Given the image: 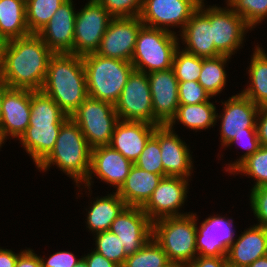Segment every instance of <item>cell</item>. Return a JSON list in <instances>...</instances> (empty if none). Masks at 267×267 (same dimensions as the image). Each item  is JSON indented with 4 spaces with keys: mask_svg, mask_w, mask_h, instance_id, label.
Segmentation results:
<instances>
[{
    "mask_svg": "<svg viewBox=\"0 0 267 267\" xmlns=\"http://www.w3.org/2000/svg\"><path fill=\"white\" fill-rule=\"evenodd\" d=\"M53 54L36 33L3 42L0 80L9 88L41 90Z\"/></svg>",
    "mask_w": 267,
    "mask_h": 267,
    "instance_id": "obj_1",
    "label": "cell"
},
{
    "mask_svg": "<svg viewBox=\"0 0 267 267\" xmlns=\"http://www.w3.org/2000/svg\"><path fill=\"white\" fill-rule=\"evenodd\" d=\"M41 90L70 117L88 97L82 56L54 53L49 60Z\"/></svg>",
    "mask_w": 267,
    "mask_h": 267,
    "instance_id": "obj_2",
    "label": "cell"
},
{
    "mask_svg": "<svg viewBox=\"0 0 267 267\" xmlns=\"http://www.w3.org/2000/svg\"><path fill=\"white\" fill-rule=\"evenodd\" d=\"M68 118L50 96L42 90H31L29 126L19 140L36 165L51 152Z\"/></svg>",
    "mask_w": 267,
    "mask_h": 267,
    "instance_id": "obj_3",
    "label": "cell"
},
{
    "mask_svg": "<svg viewBox=\"0 0 267 267\" xmlns=\"http://www.w3.org/2000/svg\"><path fill=\"white\" fill-rule=\"evenodd\" d=\"M91 151L79 126L69 117L62 124L53 149L37 168L45 171L54 164L76 183L85 182L90 171Z\"/></svg>",
    "mask_w": 267,
    "mask_h": 267,
    "instance_id": "obj_4",
    "label": "cell"
},
{
    "mask_svg": "<svg viewBox=\"0 0 267 267\" xmlns=\"http://www.w3.org/2000/svg\"><path fill=\"white\" fill-rule=\"evenodd\" d=\"M82 60L88 96L115 104L134 70L132 63L96 53L85 54Z\"/></svg>",
    "mask_w": 267,
    "mask_h": 267,
    "instance_id": "obj_5",
    "label": "cell"
},
{
    "mask_svg": "<svg viewBox=\"0 0 267 267\" xmlns=\"http://www.w3.org/2000/svg\"><path fill=\"white\" fill-rule=\"evenodd\" d=\"M196 214L166 217L153 222V238L162 247L169 261L187 267L197 256Z\"/></svg>",
    "mask_w": 267,
    "mask_h": 267,
    "instance_id": "obj_6",
    "label": "cell"
},
{
    "mask_svg": "<svg viewBox=\"0 0 267 267\" xmlns=\"http://www.w3.org/2000/svg\"><path fill=\"white\" fill-rule=\"evenodd\" d=\"M177 40L172 31L143 25L138 32L131 58L134 69L151 73L172 68L175 52L179 48Z\"/></svg>",
    "mask_w": 267,
    "mask_h": 267,
    "instance_id": "obj_7",
    "label": "cell"
},
{
    "mask_svg": "<svg viewBox=\"0 0 267 267\" xmlns=\"http://www.w3.org/2000/svg\"><path fill=\"white\" fill-rule=\"evenodd\" d=\"M70 118L79 126L89 146L110 145L120 120L111 102L87 97Z\"/></svg>",
    "mask_w": 267,
    "mask_h": 267,
    "instance_id": "obj_8",
    "label": "cell"
},
{
    "mask_svg": "<svg viewBox=\"0 0 267 267\" xmlns=\"http://www.w3.org/2000/svg\"><path fill=\"white\" fill-rule=\"evenodd\" d=\"M114 106L120 120L143 121L154 125V112L147 73L134 69Z\"/></svg>",
    "mask_w": 267,
    "mask_h": 267,
    "instance_id": "obj_9",
    "label": "cell"
},
{
    "mask_svg": "<svg viewBox=\"0 0 267 267\" xmlns=\"http://www.w3.org/2000/svg\"><path fill=\"white\" fill-rule=\"evenodd\" d=\"M112 18L97 0H90L76 13L73 54L83 56L95 53Z\"/></svg>",
    "mask_w": 267,
    "mask_h": 267,
    "instance_id": "obj_10",
    "label": "cell"
},
{
    "mask_svg": "<svg viewBox=\"0 0 267 267\" xmlns=\"http://www.w3.org/2000/svg\"><path fill=\"white\" fill-rule=\"evenodd\" d=\"M204 3L201 1L198 9L210 20L212 25V40L215 49L221 55L230 56L240 47L244 40L245 30L251 28L245 20L233 9H222L220 7H210L203 9Z\"/></svg>",
    "mask_w": 267,
    "mask_h": 267,
    "instance_id": "obj_11",
    "label": "cell"
},
{
    "mask_svg": "<svg viewBox=\"0 0 267 267\" xmlns=\"http://www.w3.org/2000/svg\"><path fill=\"white\" fill-rule=\"evenodd\" d=\"M143 25L139 16L112 18L95 53L131 62L137 35Z\"/></svg>",
    "mask_w": 267,
    "mask_h": 267,
    "instance_id": "obj_12",
    "label": "cell"
},
{
    "mask_svg": "<svg viewBox=\"0 0 267 267\" xmlns=\"http://www.w3.org/2000/svg\"><path fill=\"white\" fill-rule=\"evenodd\" d=\"M201 1L203 0H143L139 17L148 27L170 31L168 25H179L183 29Z\"/></svg>",
    "mask_w": 267,
    "mask_h": 267,
    "instance_id": "obj_13",
    "label": "cell"
},
{
    "mask_svg": "<svg viewBox=\"0 0 267 267\" xmlns=\"http://www.w3.org/2000/svg\"><path fill=\"white\" fill-rule=\"evenodd\" d=\"M188 179L178 176H165L141 207L148 218L154 222L166 217L187 215L178 212L187 197Z\"/></svg>",
    "mask_w": 267,
    "mask_h": 267,
    "instance_id": "obj_14",
    "label": "cell"
},
{
    "mask_svg": "<svg viewBox=\"0 0 267 267\" xmlns=\"http://www.w3.org/2000/svg\"><path fill=\"white\" fill-rule=\"evenodd\" d=\"M110 232L116 234L127 256L140 250L153 236V222L141 207L127 206L112 222Z\"/></svg>",
    "mask_w": 267,
    "mask_h": 267,
    "instance_id": "obj_15",
    "label": "cell"
},
{
    "mask_svg": "<svg viewBox=\"0 0 267 267\" xmlns=\"http://www.w3.org/2000/svg\"><path fill=\"white\" fill-rule=\"evenodd\" d=\"M154 125H167L179 106L178 80L172 68L147 73Z\"/></svg>",
    "mask_w": 267,
    "mask_h": 267,
    "instance_id": "obj_16",
    "label": "cell"
},
{
    "mask_svg": "<svg viewBox=\"0 0 267 267\" xmlns=\"http://www.w3.org/2000/svg\"><path fill=\"white\" fill-rule=\"evenodd\" d=\"M225 105L221 121V142L226 146L235 136L257 132L256 117L260 107L242 93L234 95Z\"/></svg>",
    "mask_w": 267,
    "mask_h": 267,
    "instance_id": "obj_17",
    "label": "cell"
},
{
    "mask_svg": "<svg viewBox=\"0 0 267 267\" xmlns=\"http://www.w3.org/2000/svg\"><path fill=\"white\" fill-rule=\"evenodd\" d=\"M72 0H66L37 33L53 53H72L76 13Z\"/></svg>",
    "mask_w": 267,
    "mask_h": 267,
    "instance_id": "obj_18",
    "label": "cell"
},
{
    "mask_svg": "<svg viewBox=\"0 0 267 267\" xmlns=\"http://www.w3.org/2000/svg\"><path fill=\"white\" fill-rule=\"evenodd\" d=\"M31 90L9 88L4 83L1 122L5 136L20 138L29 126Z\"/></svg>",
    "mask_w": 267,
    "mask_h": 267,
    "instance_id": "obj_19",
    "label": "cell"
},
{
    "mask_svg": "<svg viewBox=\"0 0 267 267\" xmlns=\"http://www.w3.org/2000/svg\"><path fill=\"white\" fill-rule=\"evenodd\" d=\"M133 165L132 161L125 158L110 145L95 147L91 151L89 176L84 184L86 187L91 186V174L95 173L98 178L110 183L118 190L124 183Z\"/></svg>",
    "mask_w": 267,
    "mask_h": 267,
    "instance_id": "obj_20",
    "label": "cell"
},
{
    "mask_svg": "<svg viewBox=\"0 0 267 267\" xmlns=\"http://www.w3.org/2000/svg\"><path fill=\"white\" fill-rule=\"evenodd\" d=\"M225 217L211 216L201 223L196 233V249L200 256L223 257L226 256L233 244V223Z\"/></svg>",
    "mask_w": 267,
    "mask_h": 267,
    "instance_id": "obj_21",
    "label": "cell"
},
{
    "mask_svg": "<svg viewBox=\"0 0 267 267\" xmlns=\"http://www.w3.org/2000/svg\"><path fill=\"white\" fill-rule=\"evenodd\" d=\"M159 145L165 176L188 178L191 176L192 161L189 149L168 125H159Z\"/></svg>",
    "mask_w": 267,
    "mask_h": 267,
    "instance_id": "obj_22",
    "label": "cell"
},
{
    "mask_svg": "<svg viewBox=\"0 0 267 267\" xmlns=\"http://www.w3.org/2000/svg\"><path fill=\"white\" fill-rule=\"evenodd\" d=\"M157 126L143 121L119 120L110 146L134 163Z\"/></svg>",
    "mask_w": 267,
    "mask_h": 267,
    "instance_id": "obj_23",
    "label": "cell"
},
{
    "mask_svg": "<svg viewBox=\"0 0 267 267\" xmlns=\"http://www.w3.org/2000/svg\"><path fill=\"white\" fill-rule=\"evenodd\" d=\"M254 226L244 231L230 246L226 255L229 266L248 267L258 258L267 255V229Z\"/></svg>",
    "mask_w": 267,
    "mask_h": 267,
    "instance_id": "obj_24",
    "label": "cell"
},
{
    "mask_svg": "<svg viewBox=\"0 0 267 267\" xmlns=\"http://www.w3.org/2000/svg\"><path fill=\"white\" fill-rule=\"evenodd\" d=\"M182 40L187 47L184 51L200 58H210L221 55L212 40V25L210 20L197 9L182 29Z\"/></svg>",
    "mask_w": 267,
    "mask_h": 267,
    "instance_id": "obj_25",
    "label": "cell"
},
{
    "mask_svg": "<svg viewBox=\"0 0 267 267\" xmlns=\"http://www.w3.org/2000/svg\"><path fill=\"white\" fill-rule=\"evenodd\" d=\"M162 178V175L142 170L134 164L124 183L116 192L127 206L142 207Z\"/></svg>",
    "mask_w": 267,
    "mask_h": 267,
    "instance_id": "obj_26",
    "label": "cell"
},
{
    "mask_svg": "<svg viewBox=\"0 0 267 267\" xmlns=\"http://www.w3.org/2000/svg\"><path fill=\"white\" fill-rule=\"evenodd\" d=\"M31 34L25 0H0V39L7 42Z\"/></svg>",
    "mask_w": 267,
    "mask_h": 267,
    "instance_id": "obj_27",
    "label": "cell"
},
{
    "mask_svg": "<svg viewBox=\"0 0 267 267\" xmlns=\"http://www.w3.org/2000/svg\"><path fill=\"white\" fill-rule=\"evenodd\" d=\"M127 207L125 201L115 192L93 202L88 211V228L96 234L109 231L115 218Z\"/></svg>",
    "mask_w": 267,
    "mask_h": 267,
    "instance_id": "obj_28",
    "label": "cell"
},
{
    "mask_svg": "<svg viewBox=\"0 0 267 267\" xmlns=\"http://www.w3.org/2000/svg\"><path fill=\"white\" fill-rule=\"evenodd\" d=\"M216 108L213 103L207 101L199 104H179L175 116L167 124L173 127L176 120L193 130L207 129L214 126L217 121Z\"/></svg>",
    "mask_w": 267,
    "mask_h": 267,
    "instance_id": "obj_29",
    "label": "cell"
},
{
    "mask_svg": "<svg viewBox=\"0 0 267 267\" xmlns=\"http://www.w3.org/2000/svg\"><path fill=\"white\" fill-rule=\"evenodd\" d=\"M249 68L250 86L241 93L252 100L258 107L267 106V54L256 47Z\"/></svg>",
    "mask_w": 267,
    "mask_h": 267,
    "instance_id": "obj_30",
    "label": "cell"
},
{
    "mask_svg": "<svg viewBox=\"0 0 267 267\" xmlns=\"http://www.w3.org/2000/svg\"><path fill=\"white\" fill-rule=\"evenodd\" d=\"M228 59H230V56L227 55L202 58V70L200 71L198 82L211 97L220 93L226 85L224 64Z\"/></svg>",
    "mask_w": 267,
    "mask_h": 267,
    "instance_id": "obj_31",
    "label": "cell"
},
{
    "mask_svg": "<svg viewBox=\"0 0 267 267\" xmlns=\"http://www.w3.org/2000/svg\"><path fill=\"white\" fill-rule=\"evenodd\" d=\"M66 0H25L30 33H38Z\"/></svg>",
    "mask_w": 267,
    "mask_h": 267,
    "instance_id": "obj_32",
    "label": "cell"
},
{
    "mask_svg": "<svg viewBox=\"0 0 267 267\" xmlns=\"http://www.w3.org/2000/svg\"><path fill=\"white\" fill-rule=\"evenodd\" d=\"M168 261L166 253L152 237L140 250L129 255L121 267H160Z\"/></svg>",
    "mask_w": 267,
    "mask_h": 267,
    "instance_id": "obj_33",
    "label": "cell"
},
{
    "mask_svg": "<svg viewBox=\"0 0 267 267\" xmlns=\"http://www.w3.org/2000/svg\"><path fill=\"white\" fill-rule=\"evenodd\" d=\"M176 50L172 69L178 82L198 81L202 70V58L184 50Z\"/></svg>",
    "mask_w": 267,
    "mask_h": 267,
    "instance_id": "obj_34",
    "label": "cell"
},
{
    "mask_svg": "<svg viewBox=\"0 0 267 267\" xmlns=\"http://www.w3.org/2000/svg\"><path fill=\"white\" fill-rule=\"evenodd\" d=\"M134 164L142 170L160 174L164 177V168L161 161V148L159 145V125L154 134L147 141L143 151Z\"/></svg>",
    "mask_w": 267,
    "mask_h": 267,
    "instance_id": "obj_35",
    "label": "cell"
},
{
    "mask_svg": "<svg viewBox=\"0 0 267 267\" xmlns=\"http://www.w3.org/2000/svg\"><path fill=\"white\" fill-rule=\"evenodd\" d=\"M233 172H241L254 177L253 188L267 185V146H261L255 153L245 159Z\"/></svg>",
    "mask_w": 267,
    "mask_h": 267,
    "instance_id": "obj_36",
    "label": "cell"
},
{
    "mask_svg": "<svg viewBox=\"0 0 267 267\" xmlns=\"http://www.w3.org/2000/svg\"><path fill=\"white\" fill-rule=\"evenodd\" d=\"M228 6L252 28L267 17V0H227Z\"/></svg>",
    "mask_w": 267,
    "mask_h": 267,
    "instance_id": "obj_37",
    "label": "cell"
},
{
    "mask_svg": "<svg viewBox=\"0 0 267 267\" xmlns=\"http://www.w3.org/2000/svg\"><path fill=\"white\" fill-rule=\"evenodd\" d=\"M96 252L121 267L128 257L118 236L110 231L96 234Z\"/></svg>",
    "mask_w": 267,
    "mask_h": 267,
    "instance_id": "obj_38",
    "label": "cell"
},
{
    "mask_svg": "<svg viewBox=\"0 0 267 267\" xmlns=\"http://www.w3.org/2000/svg\"><path fill=\"white\" fill-rule=\"evenodd\" d=\"M113 18L140 16L143 0H97Z\"/></svg>",
    "mask_w": 267,
    "mask_h": 267,
    "instance_id": "obj_39",
    "label": "cell"
},
{
    "mask_svg": "<svg viewBox=\"0 0 267 267\" xmlns=\"http://www.w3.org/2000/svg\"><path fill=\"white\" fill-rule=\"evenodd\" d=\"M178 95L179 104H199L211 98L198 81L178 82Z\"/></svg>",
    "mask_w": 267,
    "mask_h": 267,
    "instance_id": "obj_40",
    "label": "cell"
},
{
    "mask_svg": "<svg viewBox=\"0 0 267 267\" xmlns=\"http://www.w3.org/2000/svg\"><path fill=\"white\" fill-rule=\"evenodd\" d=\"M250 203L258 226L267 229V185L251 189Z\"/></svg>",
    "mask_w": 267,
    "mask_h": 267,
    "instance_id": "obj_41",
    "label": "cell"
},
{
    "mask_svg": "<svg viewBox=\"0 0 267 267\" xmlns=\"http://www.w3.org/2000/svg\"><path fill=\"white\" fill-rule=\"evenodd\" d=\"M243 141H245L246 144L245 142L243 143ZM233 142L234 143L241 142L240 144H244L243 148H245L247 151L246 153H244V155H242L241 159H239L236 162H233L232 164H228L229 166L226 171H229L230 173H232L245 159H247L261 147L257 136V132H247V134H241L235 136L232 140L229 141V143L226 146L234 144Z\"/></svg>",
    "mask_w": 267,
    "mask_h": 267,
    "instance_id": "obj_42",
    "label": "cell"
},
{
    "mask_svg": "<svg viewBox=\"0 0 267 267\" xmlns=\"http://www.w3.org/2000/svg\"><path fill=\"white\" fill-rule=\"evenodd\" d=\"M45 259L40 258L42 267H74L80 259H76L75 255L71 252L60 251Z\"/></svg>",
    "mask_w": 267,
    "mask_h": 267,
    "instance_id": "obj_43",
    "label": "cell"
},
{
    "mask_svg": "<svg viewBox=\"0 0 267 267\" xmlns=\"http://www.w3.org/2000/svg\"><path fill=\"white\" fill-rule=\"evenodd\" d=\"M187 267H229L227 257L198 256Z\"/></svg>",
    "mask_w": 267,
    "mask_h": 267,
    "instance_id": "obj_44",
    "label": "cell"
},
{
    "mask_svg": "<svg viewBox=\"0 0 267 267\" xmlns=\"http://www.w3.org/2000/svg\"><path fill=\"white\" fill-rule=\"evenodd\" d=\"M257 117L256 122H259L256 123V129L260 145L267 146V106L260 107Z\"/></svg>",
    "mask_w": 267,
    "mask_h": 267,
    "instance_id": "obj_45",
    "label": "cell"
},
{
    "mask_svg": "<svg viewBox=\"0 0 267 267\" xmlns=\"http://www.w3.org/2000/svg\"><path fill=\"white\" fill-rule=\"evenodd\" d=\"M15 267H42L40 257L33 250L22 251L17 258Z\"/></svg>",
    "mask_w": 267,
    "mask_h": 267,
    "instance_id": "obj_46",
    "label": "cell"
},
{
    "mask_svg": "<svg viewBox=\"0 0 267 267\" xmlns=\"http://www.w3.org/2000/svg\"><path fill=\"white\" fill-rule=\"evenodd\" d=\"M88 267H119L114 262L106 259L103 255L96 251H92L87 256L83 257Z\"/></svg>",
    "mask_w": 267,
    "mask_h": 267,
    "instance_id": "obj_47",
    "label": "cell"
},
{
    "mask_svg": "<svg viewBox=\"0 0 267 267\" xmlns=\"http://www.w3.org/2000/svg\"><path fill=\"white\" fill-rule=\"evenodd\" d=\"M19 254L0 248V267H15Z\"/></svg>",
    "mask_w": 267,
    "mask_h": 267,
    "instance_id": "obj_48",
    "label": "cell"
},
{
    "mask_svg": "<svg viewBox=\"0 0 267 267\" xmlns=\"http://www.w3.org/2000/svg\"><path fill=\"white\" fill-rule=\"evenodd\" d=\"M248 267H267V255L261 258H258L253 263H251Z\"/></svg>",
    "mask_w": 267,
    "mask_h": 267,
    "instance_id": "obj_49",
    "label": "cell"
},
{
    "mask_svg": "<svg viewBox=\"0 0 267 267\" xmlns=\"http://www.w3.org/2000/svg\"><path fill=\"white\" fill-rule=\"evenodd\" d=\"M4 96V82L0 80V122H1V111H2V101Z\"/></svg>",
    "mask_w": 267,
    "mask_h": 267,
    "instance_id": "obj_50",
    "label": "cell"
},
{
    "mask_svg": "<svg viewBox=\"0 0 267 267\" xmlns=\"http://www.w3.org/2000/svg\"><path fill=\"white\" fill-rule=\"evenodd\" d=\"M74 267H88V266L86 264V261L82 257V258H80V260L78 261V263Z\"/></svg>",
    "mask_w": 267,
    "mask_h": 267,
    "instance_id": "obj_51",
    "label": "cell"
},
{
    "mask_svg": "<svg viewBox=\"0 0 267 267\" xmlns=\"http://www.w3.org/2000/svg\"><path fill=\"white\" fill-rule=\"evenodd\" d=\"M7 137L5 136L4 132H3V129L0 125V147L2 145V143H4V140L6 139Z\"/></svg>",
    "mask_w": 267,
    "mask_h": 267,
    "instance_id": "obj_52",
    "label": "cell"
},
{
    "mask_svg": "<svg viewBox=\"0 0 267 267\" xmlns=\"http://www.w3.org/2000/svg\"><path fill=\"white\" fill-rule=\"evenodd\" d=\"M160 267H179L176 263L168 261L165 265Z\"/></svg>",
    "mask_w": 267,
    "mask_h": 267,
    "instance_id": "obj_53",
    "label": "cell"
},
{
    "mask_svg": "<svg viewBox=\"0 0 267 267\" xmlns=\"http://www.w3.org/2000/svg\"><path fill=\"white\" fill-rule=\"evenodd\" d=\"M2 45H3V42H2L1 39H0V49H1Z\"/></svg>",
    "mask_w": 267,
    "mask_h": 267,
    "instance_id": "obj_54",
    "label": "cell"
}]
</instances>
